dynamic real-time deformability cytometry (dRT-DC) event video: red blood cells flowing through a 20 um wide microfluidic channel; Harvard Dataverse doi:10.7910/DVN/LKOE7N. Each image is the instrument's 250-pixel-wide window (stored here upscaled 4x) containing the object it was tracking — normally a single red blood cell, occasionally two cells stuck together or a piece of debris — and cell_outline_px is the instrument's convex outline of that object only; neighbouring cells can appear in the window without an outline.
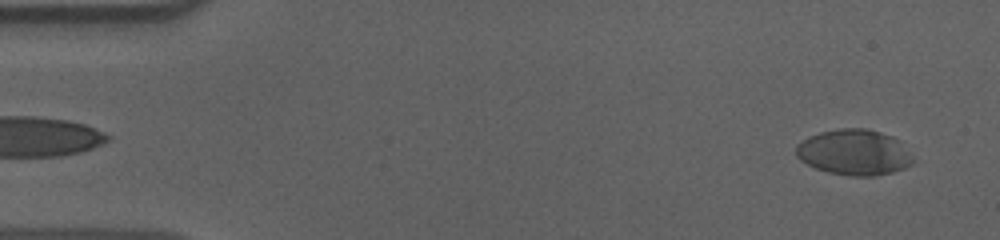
{"species": "human", "species_latin": "Homo sapiens", "temperature_condition": "cold", "stored_images_in_passage": 56, "camera_frame_rate_fps": 3000, "um_per_image_px": 0.085, "donor": {"sex": "male"}, "frame": {"image": 1, "passage_image": 3, "time_ms": 0.667, "image_size_px": [1000, 240], "cell_outline_px": [[912, 164], [904, 168], [892, 172], [876, 176], [852, 176], [828, 172], [816, 168], [800, 160], [796, 156], [796, 144], [808, 136], [820, 132], [840, 128], [868, 128], [892, 136], [912, 156]], "centroid_in_image_um": [72.56, 12.94], "position_along_channel_um": 12.4, "area_um2": 30.98}}
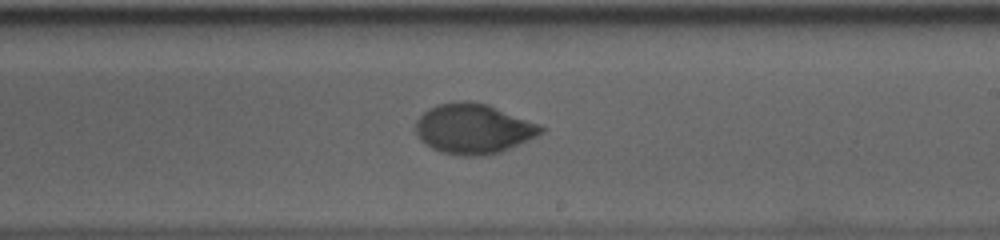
{"frame": {"image": 2, "passage_image": 33, "time_ms": 10.667, "image_size_px": [1000, 240], "cell_outline_px": [[544, 132], [536, 136], [500, 152], [484, 156], [464, 156], [440, 152], [432, 148], [420, 140], [416, 136], [416, 120], [428, 108], [436, 104], [464, 100], [468, 100], [488, 104], [540, 124], [544, 128]], "centroid_in_image_um": [40.22, 10.93], "position_along_channel_um": 248.8, "area_um2": 36.65}}
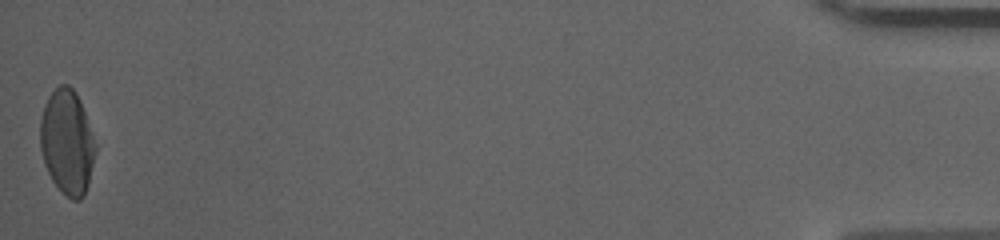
{"frame": {"image": 3, "passage_image": 56, "time_ms": 18.333, "image_size_px": [1000, 240], "cell_outline_px": [[96, 152], [88, 184], [84, 196], [80, 200], [72, 200], [52, 180], [44, 164], [40, 148], [40, 120], [44, 104], [48, 96], [60, 84], [68, 84], [76, 92], [80, 100], [96, 148]], "centroid_in_image_um": [5.69, 12.06], "position_along_channel_um": 429.5, "area_um2": 33.41}, "authors_computed_cell_mechanics": {"area_um2": 34.7956, "velocity_mm_per_s": 3.6207, "shape_relaxation_time_tau1_ms": 4.9383, "shape_relaxation_time_tau2_ms": 1.1829, "deformation_change_tau1": 0.1788, "deformation_change_tau2": 0.0372}}